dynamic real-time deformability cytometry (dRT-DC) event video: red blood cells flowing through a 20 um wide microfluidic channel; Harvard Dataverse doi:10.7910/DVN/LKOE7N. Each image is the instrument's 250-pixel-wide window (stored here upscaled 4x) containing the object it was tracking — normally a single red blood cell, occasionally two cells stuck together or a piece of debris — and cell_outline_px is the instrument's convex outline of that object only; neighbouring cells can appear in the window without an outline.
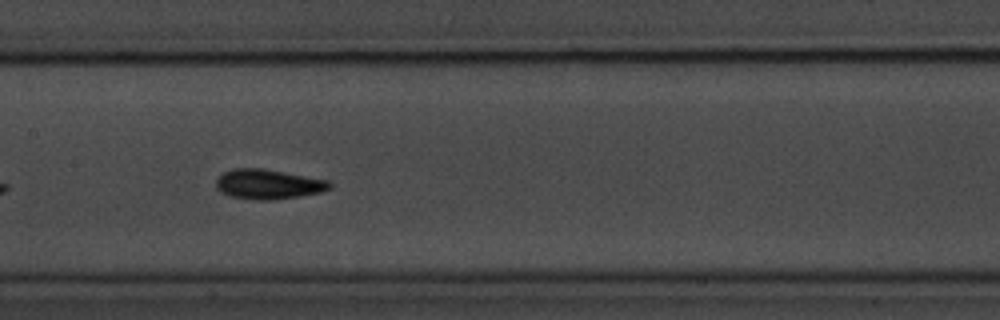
{"species": "common noctule bat (a hibernating species)", "species_latin": "Nyctalus noctula", "temperature_condition": "room temperature", "stored_images_in_passage": 14, "camera_frame_rate_fps": 3000, "um_per_image_px": 0.085, "animal": {"sex": "male", "body_mass_g": 20.1, "forearm_length_mm": 53.5}, "frame": {"image": 1, "passage_image": 7, "time_ms": 7.667, "image_size_px": [1000, 320], "cell_outline_px": [[332, 188], [320, 192], [300, 196], [276, 200], [252, 200], [228, 196], [220, 192], [216, 188], [216, 180], [224, 172], [232, 168], [264, 168], [328, 180], [332, 184]], "centroid_in_image_um": [22.78, 15.66], "position_along_channel_um": 184.6, "area_um2": 20.0}}
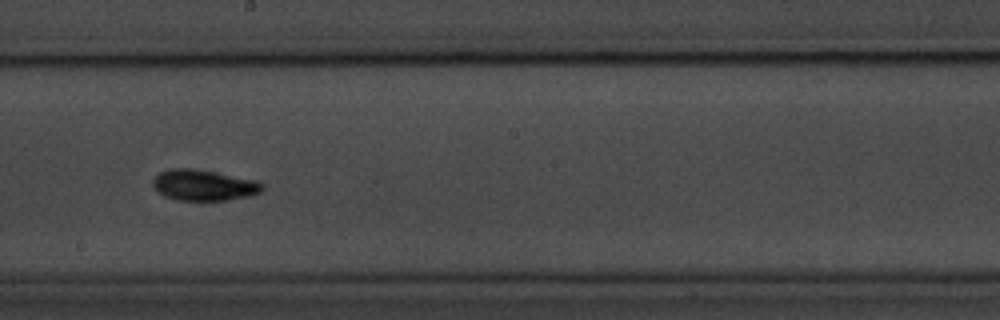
{"frame": {"image": 2, "passage_image": 8, "time_ms": 9.0, "image_size_px": [1000, 320], "cell_outline_px": [[264, 188], [260, 192], [252, 196], [228, 200], [176, 200], [164, 196], [156, 192], [152, 184], [152, 180], [160, 172], [168, 168], [192, 168], [256, 180], [264, 184]], "centroid_in_image_um": [17.3, 15.74], "position_along_channel_um": 230.9, "area_um2": 19.88}, "authors_computed_cell_mechanics": {"area_um2": 18.6694, "velocity_mm_per_s": 3.4826, "shape_relaxation_time_tau1_ms": 1.4124, "shape_relaxation_time_tau2_ms": 0.9326, "deformation_change_tau1": 0.0996, "deformation_change_tau2": 0.0439}}